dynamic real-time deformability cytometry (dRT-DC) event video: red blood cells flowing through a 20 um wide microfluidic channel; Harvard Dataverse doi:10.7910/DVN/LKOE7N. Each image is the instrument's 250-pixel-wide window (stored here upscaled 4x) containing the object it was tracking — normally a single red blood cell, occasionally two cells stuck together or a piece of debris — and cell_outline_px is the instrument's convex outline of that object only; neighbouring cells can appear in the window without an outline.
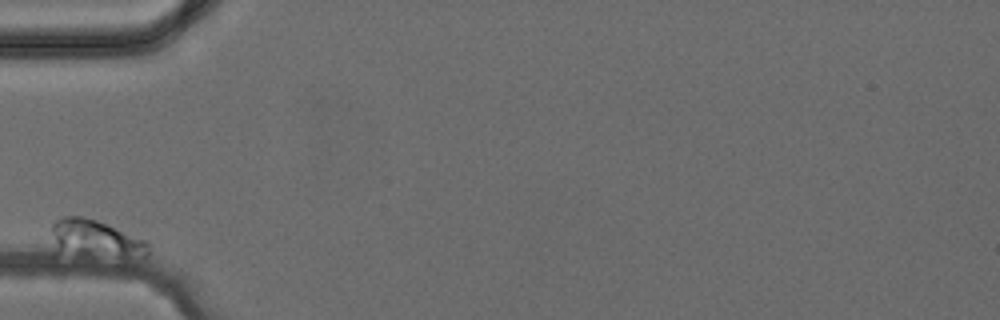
{"species": "common noctule bat (a hibernating species)", "species_latin": "Nyctalus noctula", "temperature_condition": "cold", "stored_images_in_passage": 3, "camera_frame_rate_fps": 3000, "um_per_image_px": 0.085, "animal": {"sex": "female", "body_mass_g": 24.6, "forearm_length_mm": 56.2}, "frame": {"image": 1, "passage_image": 1, "time_ms": 0.0, "image_size_px": [1000, 320], "cell_outline_px": [[148, 252], [144, 256], [52, 256], [52, 224], [56, 220], [64, 216], [84, 216], [108, 224], [148, 240]], "centroid_in_image_um": [7.98, 20.32], "position_along_channel_um": 77.0, "area_um2": 22.08}}
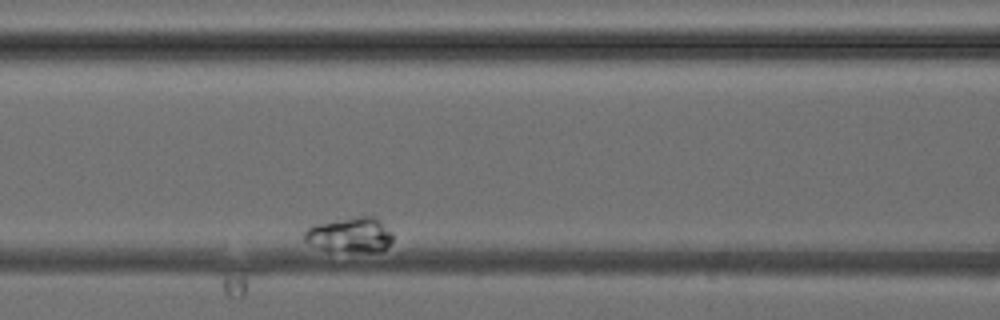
{"frame": {"image": 2, "passage_image": 3, "time_ms": 2.333, "image_size_px": [1000, 320], "cell_outline_px": [[392, 240], [380, 252], [328, 252], [308, 244], [304, 240], [304, 232], [308, 228], [316, 224], [360, 216], [376, 216], [392, 232]], "centroid_in_image_um": [29.74, 20.0], "position_along_channel_um": 136.9, "area_um2": 18.32}}